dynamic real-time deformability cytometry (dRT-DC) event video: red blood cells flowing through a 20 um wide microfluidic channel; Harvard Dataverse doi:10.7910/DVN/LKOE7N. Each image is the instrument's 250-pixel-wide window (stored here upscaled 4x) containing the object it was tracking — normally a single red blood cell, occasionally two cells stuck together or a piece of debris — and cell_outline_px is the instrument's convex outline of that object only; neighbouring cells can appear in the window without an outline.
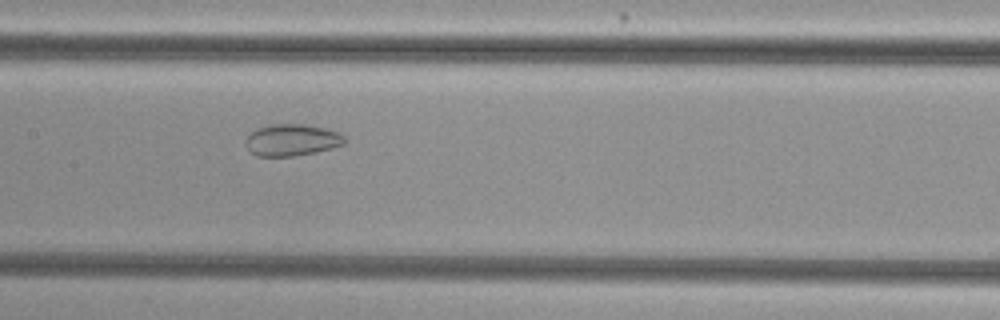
{"species": "common noctule bat (a hibernating species)", "species_latin": "Nyctalus noctula", "temperature_condition": "cold", "stored_images_in_passage": 41, "camera_frame_rate_fps": 3000, "um_per_image_px": 0.085, "animal": {"sex": "female", "body_mass_g": 29.2, "forearm_length_mm": 56.3}, "frame": {"image": 1, "passage_image": 14, "time_ms": 4.333, "image_size_px": [1000, 320], "cell_outline_px": [[348, 140], [344, 144], [332, 148], [316, 152], [296, 156], [256, 156], [248, 148], [248, 136], [256, 128], [272, 124], [304, 124], [324, 128], [336, 132], [344, 136]], "centroid_in_image_um": [24.85, 11.9], "position_along_channel_um": 182.5, "area_um2": 18.15}}
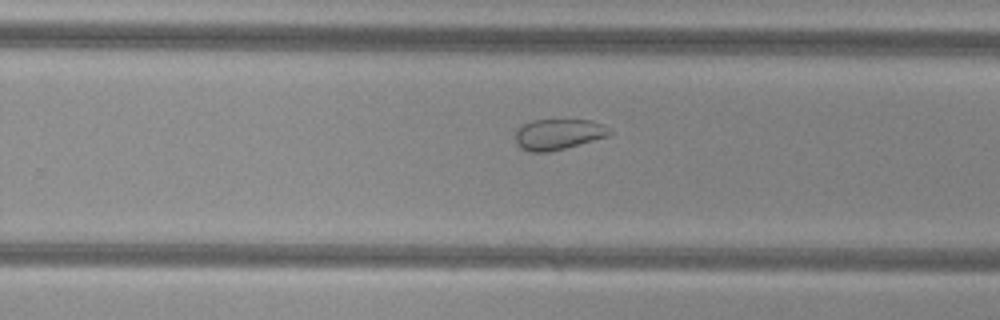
{"frame": {"image": 2, "passage_image": 22, "time_ms": 7.0, "image_size_px": [1000, 320], "cell_outline_px": [[612, 132], [608, 136], [564, 148], [548, 152], [532, 152], [520, 148], [516, 144], [516, 132], [520, 124], [532, 120], [592, 120], [604, 124], [612, 128]], "centroid_in_image_um": [47.46, 11.4], "position_along_channel_um": 282.3, "area_um2": 16.99}}
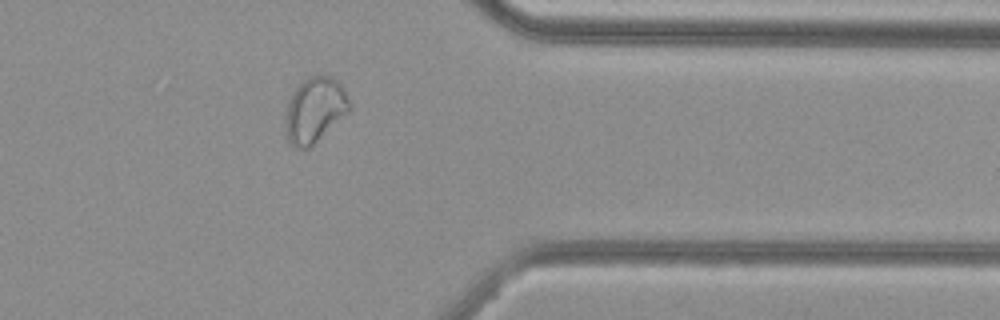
{"frame": {"image": 3, "passage_image": 31, "time_ms": 10.0, "image_size_px": [1000, 320], "cell_outline_px": [[352, 104], [348, 112], [308, 148], [292, 148], [288, 144], [284, 128], [284, 116], [288, 100], [292, 92], [308, 76], [320, 72], [332, 76], [344, 88]], "centroid_in_image_um": [26.72, 9.31], "position_along_channel_um": 384.7, "area_um2": 24.85}, "authors_computed_cell_mechanics": {"area_um2": 22.1952, "velocity_mm_per_s": 3.7511, "shape_relaxation_time_tau1_ms": null, "shape_relaxation_time_tau2_ms": 1.8244, "deformation_change_tau1": null, "deformation_change_tau2": 0.0617}}